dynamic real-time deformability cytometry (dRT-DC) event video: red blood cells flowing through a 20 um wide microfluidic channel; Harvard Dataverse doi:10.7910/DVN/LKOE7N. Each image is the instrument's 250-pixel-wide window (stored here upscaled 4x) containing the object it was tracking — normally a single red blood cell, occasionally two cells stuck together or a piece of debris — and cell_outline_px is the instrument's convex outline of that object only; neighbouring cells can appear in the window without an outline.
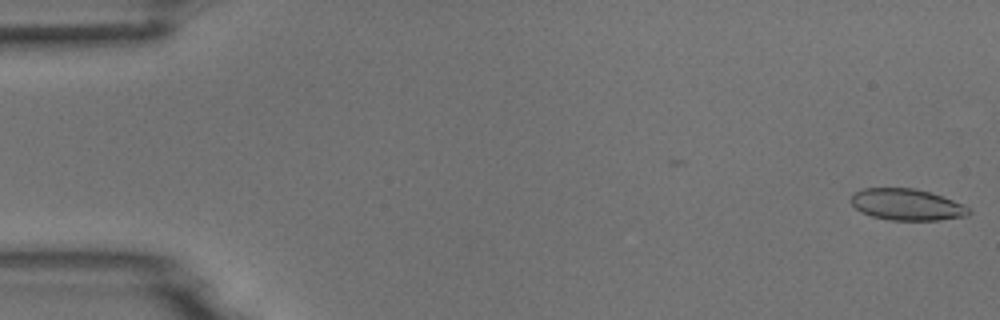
{"species": "common noctule bat (a hibernating species)", "species_latin": "Nyctalus noctula", "temperature_condition": "room temperature", "stored_images_in_passage": 43, "camera_frame_rate_fps": 3000, "um_per_image_px": 0.085, "animal": {"sex": "male", "body_mass_g": 18.8}, "frame": {"image": 1, "passage_image": 1, "time_ms": 0.0, "image_size_px": [1000, 320], "cell_outline_px": [[972, 212], [968, 216], [940, 220], [888, 220], [872, 216], [860, 212], [852, 204], [852, 192], [864, 188], [916, 188], [964, 204]], "centroid_in_image_um": [77.08, 17.39], "position_along_channel_um": 7.9, "area_um2": 21.62}}
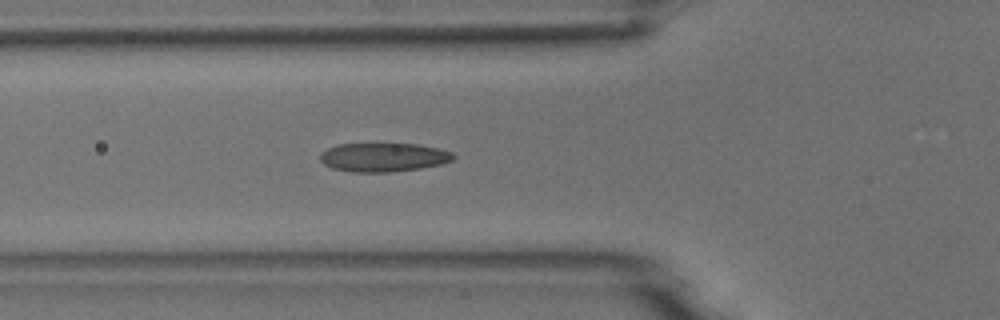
{"frame": {"image": 2, "passage_image": 19, "time_ms": 6.0, "image_size_px": [1000, 320], "cell_outline_px": [[456, 156], [452, 160], [440, 164], [420, 168], [392, 172], [352, 172], [332, 168], [324, 164], [320, 160], [320, 152], [328, 148], [340, 144], [420, 144], [452, 152]], "centroid_in_image_um": [32.58, 13.37], "position_along_channel_um": 93.2, "area_um2": 22.31}}
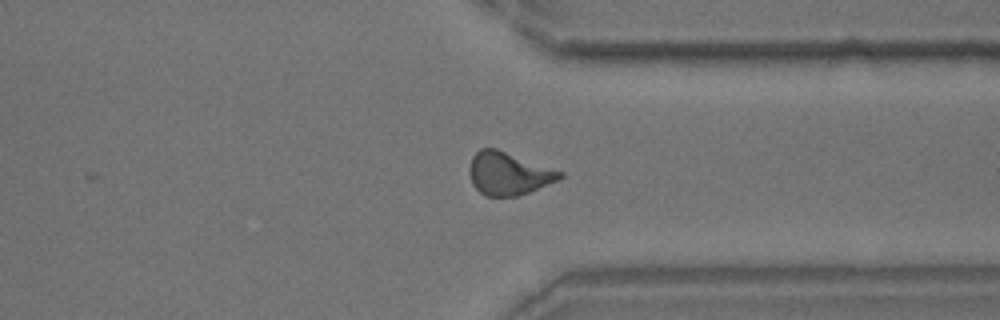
{"frame": {"image": 3, "passage_image": 41, "time_ms": 13.333, "image_size_px": [1000, 320], "cell_outline_px": [[564, 176], [556, 180], [528, 192], [516, 196], [484, 196], [472, 184], [468, 168], [472, 156], [480, 148], [496, 148], [564, 172]], "centroid_in_image_um": [43.18, 14.74], "position_along_channel_um": 368.2, "area_um2": 22.43}}